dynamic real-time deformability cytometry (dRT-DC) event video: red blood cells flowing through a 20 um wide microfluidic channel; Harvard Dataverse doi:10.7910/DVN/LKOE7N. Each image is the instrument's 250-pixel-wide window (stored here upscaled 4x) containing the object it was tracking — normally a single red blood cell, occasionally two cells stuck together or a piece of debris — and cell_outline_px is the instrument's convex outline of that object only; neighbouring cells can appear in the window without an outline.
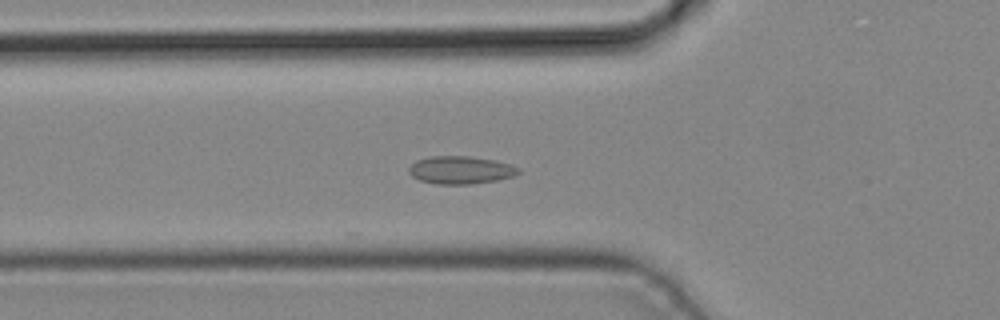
{"species": "common noctule bat (a hibernating species)", "species_latin": "Nyctalus noctula", "temperature_condition": "cold", "stored_images_in_passage": 5, "camera_frame_rate_fps": 3000, "um_per_image_px": 0.085, "animal": {"sex": "male", "body_mass_g": 19.2, "forearm_length_mm": 51.8}, "frame": {"image": 1, "passage_image": 5, "time_ms": 1.333, "image_size_px": [1000, 320], "cell_outline_px": [[520, 172], [516, 176], [496, 180], [468, 184], [436, 184], [420, 180], [412, 176], [408, 172], [408, 168], [416, 160], [432, 156], [468, 156], [496, 160], [512, 164], [520, 168]], "centroid_in_image_um": [39.18, 14.44], "position_along_channel_um": 86.6, "area_um2": 17.86}}